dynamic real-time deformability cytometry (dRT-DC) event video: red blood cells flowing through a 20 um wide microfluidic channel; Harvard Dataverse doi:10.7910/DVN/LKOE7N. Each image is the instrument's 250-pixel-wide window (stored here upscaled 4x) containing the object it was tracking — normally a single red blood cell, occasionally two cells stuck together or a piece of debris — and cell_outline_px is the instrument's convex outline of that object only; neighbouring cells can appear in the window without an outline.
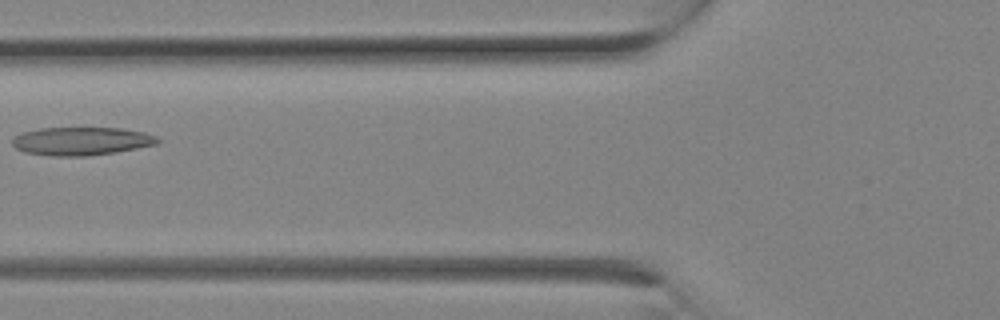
{"species": "Egyptian fruit bat (a non-hibernating species)", "species_latin": "Rousettus aegyptiacus", "temperature_condition": "room temperature", "stored_images_in_passage": 11, "camera_frame_rate_fps": 3000, "um_per_image_px": 0.085, "animal": {"sex": "female"}, "frame": {"image": 1, "passage_image": 4, "time_ms": 1.0, "image_size_px": [1000, 320], "cell_outline_px": [[160, 140], [156, 144], [116, 152], [88, 156], [52, 156], [24, 152], [16, 148], [12, 144], [12, 140], [20, 132], [40, 128], [124, 128], [144, 132], [156, 136]], "centroid_in_image_um": [6.9, 11.99], "position_along_channel_um": 118.9, "area_um2": 23.93}}
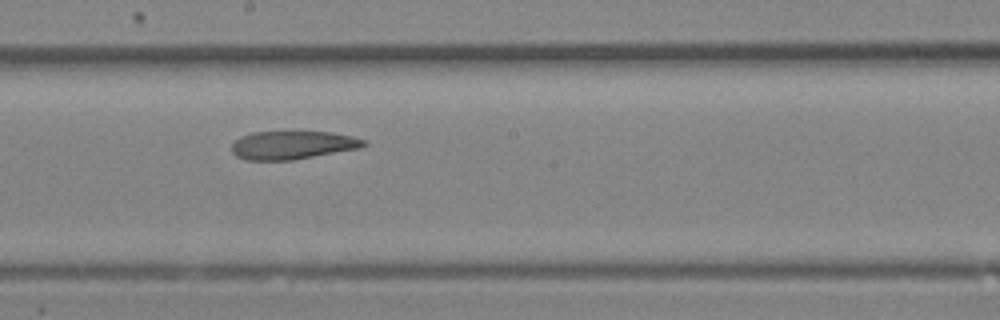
{"frame": {"image": 2, "passage_image": 8, "time_ms": 2.333, "image_size_px": [1000, 320], "cell_outline_px": [[368, 144], [360, 148], [292, 160], [244, 160], [236, 156], [232, 152], [232, 144], [240, 136], [252, 132], [332, 132], [352, 136], [364, 140]], "centroid_in_image_um": [24.85, 12.33], "position_along_channel_um": 223.4, "area_um2": 21.73}}
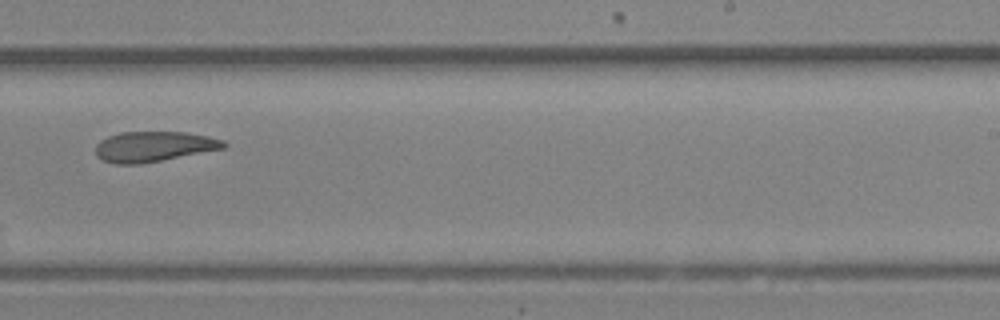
{"frame": {"image": 3, "passage_image": 10, "time_ms": 3.0, "image_size_px": [1000, 320], "cell_outline_px": [[228, 144], [224, 148], [140, 164], [116, 164], [100, 160], [96, 156], [96, 144], [100, 140], [108, 136], [120, 132], [184, 132], [208, 136], [224, 140]], "centroid_in_image_um": [13.03, 12.45], "position_along_channel_um": 276.0, "area_um2": 22.6}}